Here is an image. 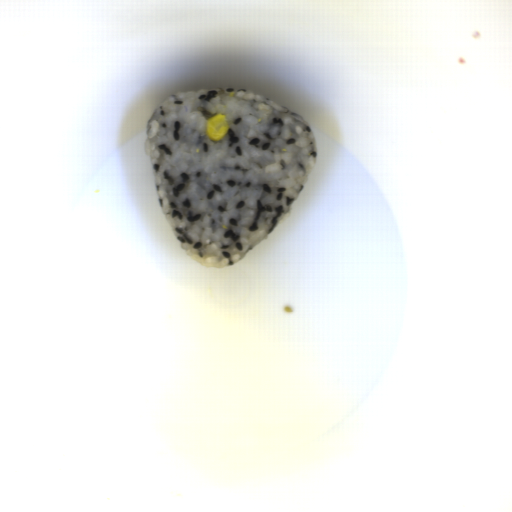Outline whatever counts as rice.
Here are the masks:
<instances>
[{"label":"rice","mask_w":512,"mask_h":512,"mask_svg":"<svg viewBox=\"0 0 512 512\" xmlns=\"http://www.w3.org/2000/svg\"><path fill=\"white\" fill-rule=\"evenodd\" d=\"M229 130L205 134L213 115ZM160 208L183 251L204 268L244 258L289 214L318 160L313 128L252 92L212 88L163 100L146 126Z\"/></svg>","instance_id":"1"}]
</instances>
